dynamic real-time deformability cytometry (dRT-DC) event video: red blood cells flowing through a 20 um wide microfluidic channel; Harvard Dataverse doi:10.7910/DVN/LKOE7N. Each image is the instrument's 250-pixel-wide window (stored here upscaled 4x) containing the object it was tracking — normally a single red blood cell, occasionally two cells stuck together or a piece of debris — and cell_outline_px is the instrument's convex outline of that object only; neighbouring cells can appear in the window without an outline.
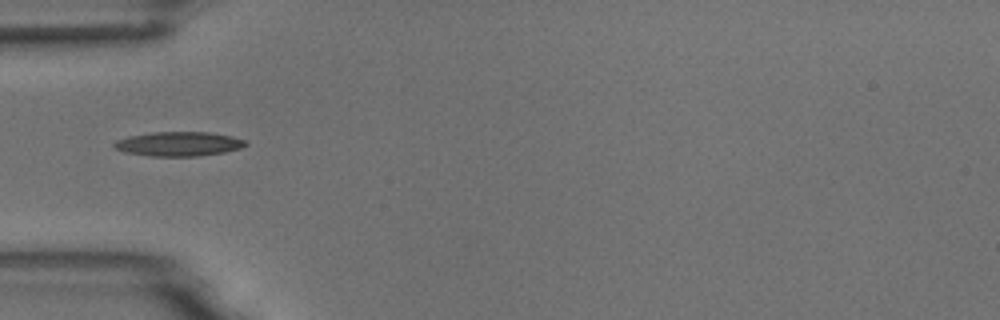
{"species": "common noctule bat (a hibernating species)", "species_latin": "Nyctalus noctula", "temperature_condition": "room temperature", "stored_images_in_passage": 4, "camera_frame_rate_fps": 3000, "um_per_image_px": 0.085, "animal": {"sex": "male", "body_mass_g": 18.8}, "frame": {"image": 1, "passage_image": 1, "time_ms": 0.0, "image_size_px": [1000, 320], "cell_outline_px": [[248, 144], [240, 148], [224, 152], [196, 156], [152, 156], [124, 152], [116, 148], [112, 144], [116, 140], [128, 136], [152, 132], [208, 132], [232, 136], [244, 140]], "centroid_in_image_um": [15.17, 12.23], "position_along_channel_um": 69.8, "area_um2": 18.55}}